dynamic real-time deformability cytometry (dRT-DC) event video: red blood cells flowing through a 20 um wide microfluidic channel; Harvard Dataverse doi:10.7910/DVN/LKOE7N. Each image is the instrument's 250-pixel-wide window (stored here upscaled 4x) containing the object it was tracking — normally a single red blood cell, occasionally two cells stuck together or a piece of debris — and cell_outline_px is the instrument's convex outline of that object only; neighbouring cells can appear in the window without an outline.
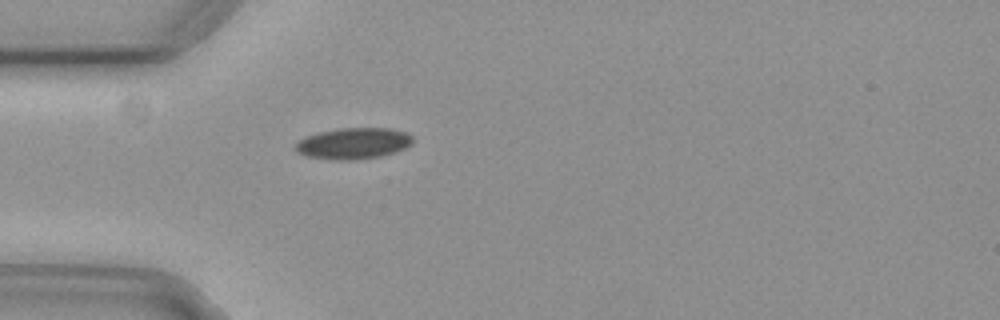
{"species": "common noctule bat (a hibernating species)", "species_latin": "Nyctalus noctula", "temperature_condition": "cold", "stored_images_in_passage": 40, "camera_frame_rate_fps": 3000, "um_per_image_px": 0.085, "animal": {"sex": "female", "body_mass_g": 29.2, "forearm_length_mm": 56.3}, "frame": {"image": 1, "passage_image": 1, "time_ms": 0.0, "image_size_px": [1000, 320], "cell_outline_px": [[412, 144], [404, 148], [380, 156], [352, 160], [336, 160], [308, 156], [296, 152], [296, 144], [304, 136], [336, 128], [392, 128], [408, 132], [412, 136]], "centroid_in_image_um": [30.05, 12.17], "position_along_channel_um": 55.0, "area_um2": 21.27}}
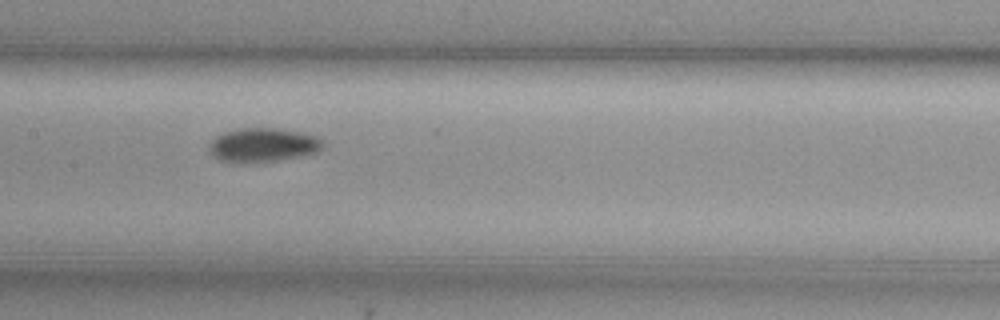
{"frame": {"image": 2, "passage_image": 12, "time_ms": 3.667, "image_size_px": [1000, 320], "cell_outline_px": [[324, 148], [316, 152], [300, 156], [276, 160], [240, 164], [220, 160], [212, 156], [208, 152], [208, 144], [216, 136], [224, 132], [240, 128], [276, 128], [300, 132], [316, 136], [324, 140]], "centroid_in_image_um": [22.32, 12.33], "position_along_channel_um": 185.1, "area_um2": 22.83}}
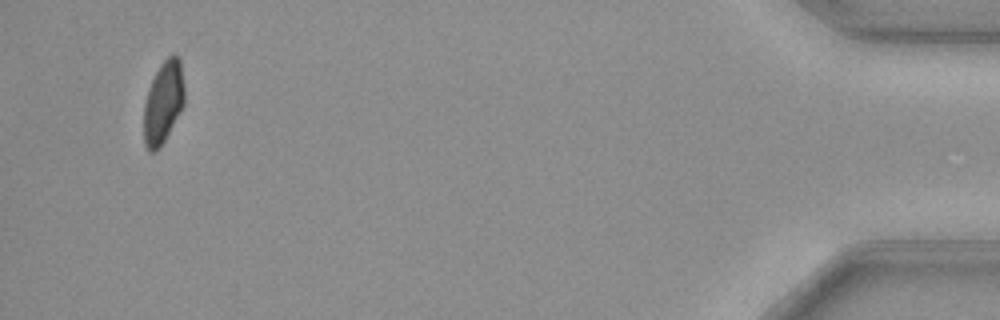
{"frame": {"image": 3, "passage_image": 38, "time_ms": 12.333, "image_size_px": [1000, 320], "cell_outline_px": [[184, 104], [164, 140], [152, 152], [144, 144], [144, 104], [148, 88], [160, 64], [168, 56], [180, 56], [184, 88]], "centroid_in_image_um": [13.88, 8.64], "position_along_channel_um": 421.3, "area_um2": 19.07}, "authors_computed_cell_mechanics": {"area_um2": 21.1259, "velocity_mm_per_s": 3.7116, "shape_relaxation_time_tau1_ms": 6.8122, "shape_relaxation_time_tau2_ms": null, "deformation_change_tau1": 0.1135, "deformation_change_tau2": null}}